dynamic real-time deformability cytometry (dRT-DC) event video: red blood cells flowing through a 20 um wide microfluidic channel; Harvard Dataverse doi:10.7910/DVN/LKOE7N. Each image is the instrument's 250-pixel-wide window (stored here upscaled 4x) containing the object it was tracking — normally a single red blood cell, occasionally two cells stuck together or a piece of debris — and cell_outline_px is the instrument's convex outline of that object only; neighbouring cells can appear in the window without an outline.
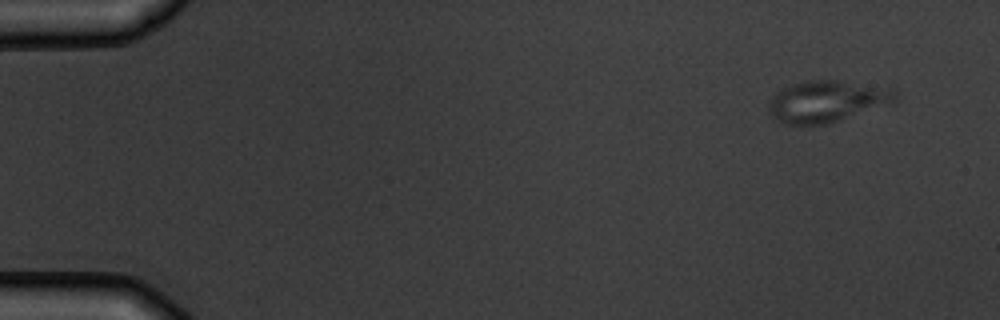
{"species": "common noctule bat (a hibernating species)", "species_latin": "Nyctalus noctula", "temperature_condition": "warm", "stored_images_in_passage": 7, "camera_frame_rate_fps": 3000, "um_per_image_px": 0.085, "animal": {"sex": "male", "body_mass_g": 19.5, "forearm_length_mm": 54.6}, "frame": {"image": 1, "passage_image": 1, "time_ms": 0.0, "image_size_px": [1000, 320], "cell_outline_px": [[896, 104], [828, 124], [788, 124], [780, 120], [768, 112], [768, 104], [772, 96], [780, 88], [804, 80], [840, 80], [896, 88]], "centroid_in_image_um": [70.38, 8.6], "position_along_channel_um": 14.6, "area_um2": 31.39}}